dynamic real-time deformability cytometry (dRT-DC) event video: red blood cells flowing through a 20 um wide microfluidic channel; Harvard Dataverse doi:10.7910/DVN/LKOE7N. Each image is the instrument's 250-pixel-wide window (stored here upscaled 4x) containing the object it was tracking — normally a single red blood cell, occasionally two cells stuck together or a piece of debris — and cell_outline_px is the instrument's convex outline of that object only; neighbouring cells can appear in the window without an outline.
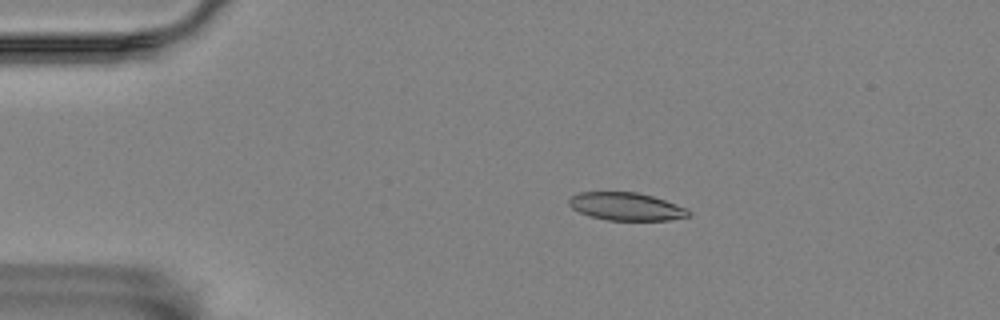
{"species": "Egyptian fruit bat (a non-hibernating species)", "species_latin": "Rousettus aegyptiacus", "temperature_condition": "room temperature", "stored_images_in_passage": 55, "camera_frame_rate_fps": 3000, "um_per_image_px": 0.085, "animal": {"sex": "female"}, "frame": {"image": 1, "passage_image": 10, "time_ms": 3.0, "image_size_px": [1000, 320], "cell_outline_px": [[692, 212], [688, 216], [668, 220], [608, 220], [592, 216], [580, 212], [572, 208], [568, 204], [568, 196], [580, 192], [636, 192], [652, 196], [688, 208]], "centroid_in_image_um": [53.21, 17.54], "position_along_channel_um": 31.8, "area_um2": 19.36}}
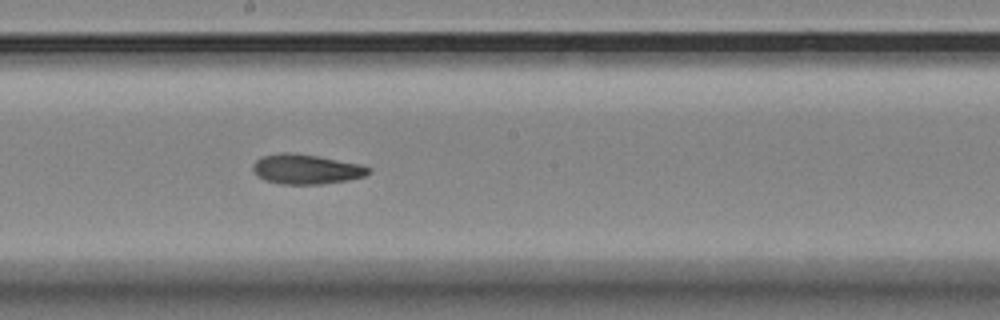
{"frame": {"image": 2, "passage_image": 30, "time_ms": 9.667, "image_size_px": [1000, 320], "cell_outline_px": [[372, 172], [364, 176], [348, 180], [320, 184], [280, 184], [264, 180], [256, 176], [252, 168], [252, 164], [260, 156], [280, 152], [292, 152], [320, 156], [360, 164], [372, 168]], "centroid_in_image_um": [26.0, 14.37], "position_along_channel_um": 222.2, "area_um2": 20.46}}
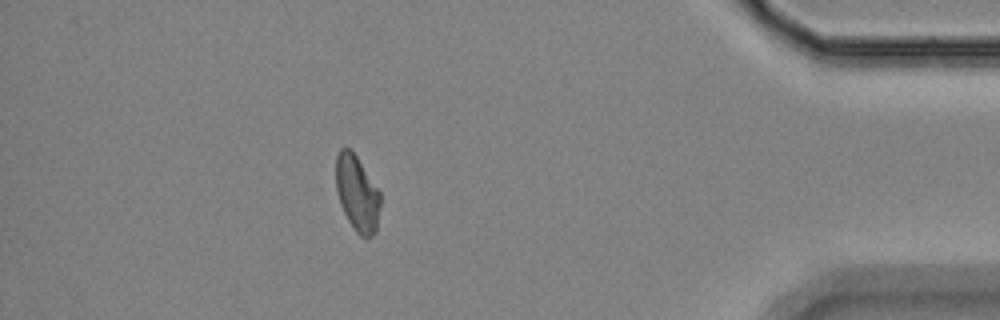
{"frame": {"image": 3, "passage_image": 49, "time_ms": 16.0, "image_size_px": [1000, 320], "cell_outline_px": [[380, 208], [376, 232], [372, 236], [360, 236], [356, 232], [348, 220], [340, 204], [336, 188], [336, 156], [340, 148], [348, 148], [356, 156], [380, 192]], "centroid_in_image_um": [30.35, 16.45], "position_along_channel_um": 404.8, "area_um2": 19.42}, "authors_computed_cell_mechanics": {"area_um2": 20.23, "velocity_mm_per_s": 3.5656, "shape_relaxation_time_tau1_ms": null, "shape_relaxation_time_tau2_ms": 7.3644, "deformation_change_tau1": null, "deformation_change_tau2": 0.1351}}